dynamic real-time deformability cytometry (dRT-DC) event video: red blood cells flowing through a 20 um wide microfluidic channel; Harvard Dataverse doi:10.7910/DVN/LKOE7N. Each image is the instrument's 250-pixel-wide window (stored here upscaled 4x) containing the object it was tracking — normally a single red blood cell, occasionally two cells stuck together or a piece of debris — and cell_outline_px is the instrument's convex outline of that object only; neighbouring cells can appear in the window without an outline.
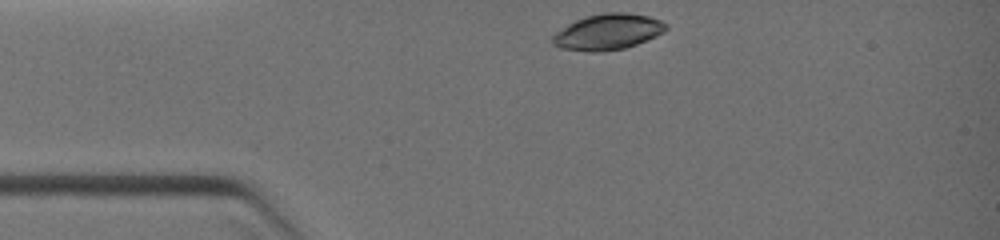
{"species": "common noctule bat (a hibernating species)", "species_latin": "Nyctalus noctula", "temperature_condition": "warm", "stored_images_in_passage": 5, "camera_frame_rate_fps": 3000, "um_per_image_px": 0.085, "animal": {"sex": "female", "body_mass_g": 19.0, "forearm_length_mm": 51.5}, "frame": {"image": 1, "passage_image": 1, "time_ms": 0.0, "image_size_px": [1000, 240], "cell_outline_px": [[668, 28], [664, 32], [656, 36], [636, 44], [624, 48], [600, 52], [588, 52], [560, 48], [552, 44], [552, 36], [556, 32], [568, 24], [576, 20], [588, 16], [604, 12], [628, 12], [648, 16], [660, 20], [668, 24]], "centroid_in_image_um": [51.67, 2.71], "position_along_channel_um": 33.3, "area_um2": 23.76}}